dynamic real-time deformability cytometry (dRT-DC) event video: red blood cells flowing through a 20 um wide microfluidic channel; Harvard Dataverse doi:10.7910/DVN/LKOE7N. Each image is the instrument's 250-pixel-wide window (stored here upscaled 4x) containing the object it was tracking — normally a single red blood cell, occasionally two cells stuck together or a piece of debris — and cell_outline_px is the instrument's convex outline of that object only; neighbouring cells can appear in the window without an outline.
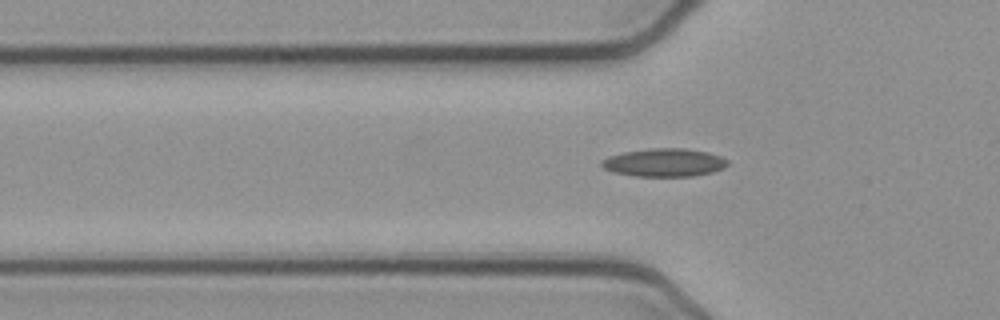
{"species": "common noctule bat (a hibernating species)", "species_latin": "Nyctalus noctula", "temperature_condition": "cold", "stored_images_in_passage": 47, "camera_frame_rate_fps": 3000, "um_per_image_px": 0.085, "animal": {"sex": "female", "body_mass_g": 21.9}, "frame": {"image": 1, "passage_image": 16, "time_ms": 5.0, "image_size_px": [1000, 320], "cell_outline_px": [[728, 164], [724, 168], [712, 172], [692, 176], [636, 176], [612, 172], [604, 168], [600, 164], [600, 160], [608, 156], [624, 152], [648, 148], [684, 148], [708, 152], [720, 156], [728, 160]], "centroid_in_image_um": [56.44, 13.81], "position_along_channel_um": 69.4, "area_um2": 20.75}}
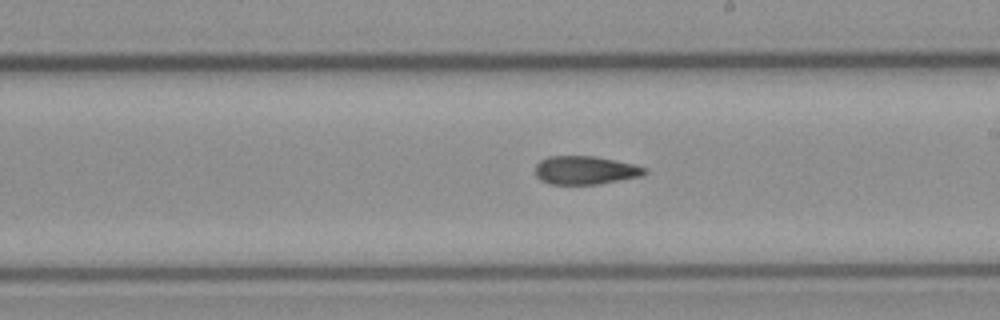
{"frame": {"image": 2, "passage_image": 29, "time_ms": 9.333, "image_size_px": [1000, 320], "cell_outline_px": [[648, 172], [640, 176], [600, 184], [548, 184], [540, 180], [536, 176], [536, 164], [540, 160], [548, 156], [596, 156], [632, 164], [648, 168]], "centroid_in_image_um": [49.73, 14.47], "position_along_channel_um": 239.3, "area_um2": 18.15}}
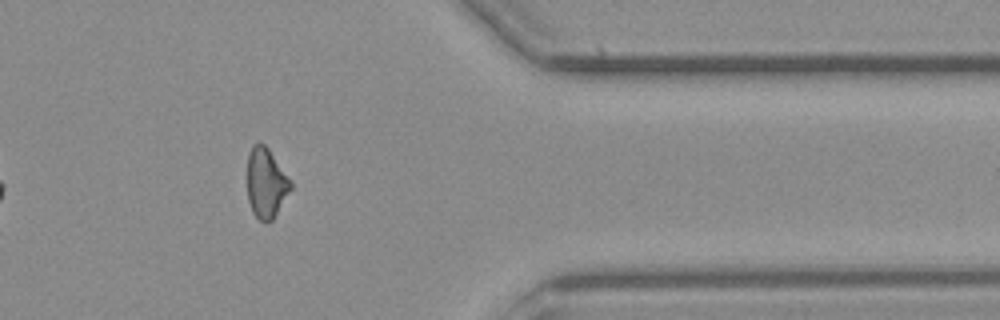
{"frame": {"image": 3, "passage_image": 42, "time_ms": 13.667, "image_size_px": [1000, 320], "cell_outline_px": [[292, 188], [272, 220], [264, 224], [252, 212], [248, 200], [248, 152], [252, 144], [264, 144], [268, 148], [292, 184]], "centroid_in_image_um": [22.6, 15.58], "position_along_channel_um": 388.8, "area_um2": 17.4}, "authors_computed_cell_mechanics": {"area_um2": 18.5538, "velocity_mm_per_s": 3.8855, "shape_relaxation_time_tau1_ms": 6.6518, "shape_relaxation_time_tau2_ms": 4.744, "deformation_change_tau1": 0.1573, "deformation_change_tau2": 0.1433}}